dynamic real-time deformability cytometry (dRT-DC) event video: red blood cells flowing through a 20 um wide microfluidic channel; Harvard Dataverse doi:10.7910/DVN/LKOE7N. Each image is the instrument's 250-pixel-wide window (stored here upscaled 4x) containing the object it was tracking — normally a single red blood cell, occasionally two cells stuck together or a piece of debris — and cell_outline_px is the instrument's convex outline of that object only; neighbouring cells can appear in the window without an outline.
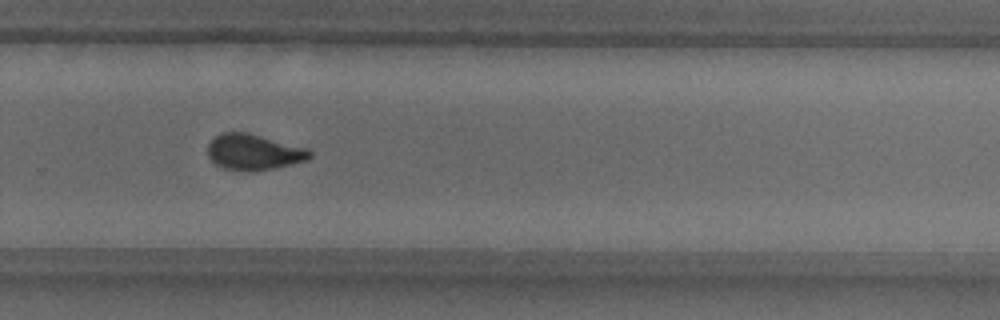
{"species": "common noctule bat (a hibernating species)", "species_latin": "Nyctalus noctula", "temperature_condition": "warm", "stored_images_in_passage": 40, "camera_frame_rate_fps": 3000, "um_per_image_px": 0.085, "animal": {"sex": "male", "body_mass_g": 18.8}, "frame": {"image": 1, "passage_image": 28, "time_ms": 9.0, "image_size_px": [1000, 320], "cell_outline_px": [[312, 156], [308, 160], [292, 164], [252, 172], [248, 172], [224, 168], [216, 164], [208, 156], [208, 144], [220, 132], [248, 132], [308, 148], [312, 152]], "centroid_in_image_um": [21.59, 12.92], "position_along_channel_um": 308.2, "area_um2": 21.44}, "authors_computed_cell_mechanics": {"area_um2": 21.386, "velocity_mm_per_s": 3.8423, "shape_relaxation_time_tau1_ms": 4.0727, "shape_relaxation_time_tau2_ms": 1.1886, "deformation_change_tau1": 0.1423, "deformation_change_tau2": 0.067}}